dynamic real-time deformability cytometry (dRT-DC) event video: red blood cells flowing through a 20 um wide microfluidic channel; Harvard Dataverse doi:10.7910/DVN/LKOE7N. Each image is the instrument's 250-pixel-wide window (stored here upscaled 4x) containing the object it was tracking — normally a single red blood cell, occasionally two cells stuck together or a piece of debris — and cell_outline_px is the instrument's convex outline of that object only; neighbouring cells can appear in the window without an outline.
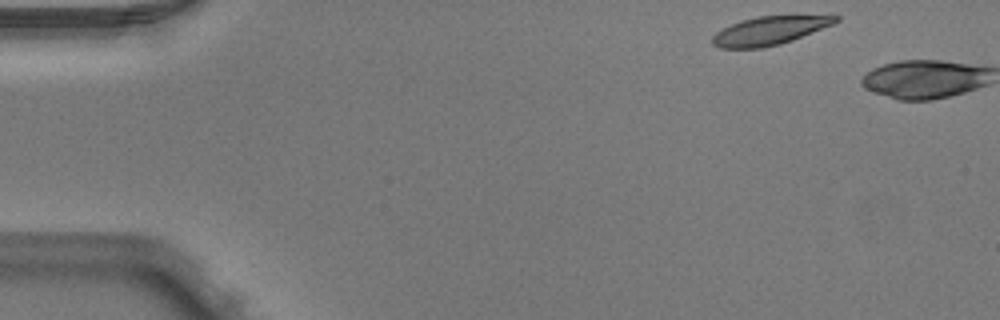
{"species": "Egyptian fruit bat (a non-hibernating species)", "species_latin": "Rousettus aegyptiacus", "temperature_condition": "warm", "stored_images_in_passage": 2, "camera_frame_rate_fps": 3000, "um_per_image_px": 0.085, "animal": {"sex": "male"}, "frame": {"image": 1, "passage_image": 1, "time_ms": 0.0, "image_size_px": [1000, 320], "cell_outline_px": [[840, 20], [832, 24], [792, 40], [780, 44], [760, 48], [720, 48], [712, 44], [712, 36], [716, 32], [740, 20], [756, 16], [840, 16]], "centroid_in_image_um": [65.35, 2.61], "position_along_channel_um": 19.6, "area_um2": 20.06}}